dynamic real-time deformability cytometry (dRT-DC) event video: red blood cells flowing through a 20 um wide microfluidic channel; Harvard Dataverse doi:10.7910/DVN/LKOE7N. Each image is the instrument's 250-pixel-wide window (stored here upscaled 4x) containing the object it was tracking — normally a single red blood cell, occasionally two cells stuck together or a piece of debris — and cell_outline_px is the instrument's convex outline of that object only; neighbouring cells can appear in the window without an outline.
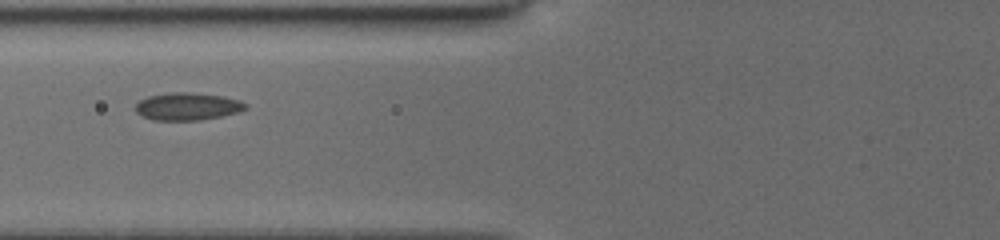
{"species": "common noctule bat (a hibernating species)", "species_latin": "Nyctalus noctula", "temperature_condition": "cold", "stored_images_in_passage": 4, "camera_frame_rate_fps": 3000, "um_per_image_px": 0.085, "animal": {"sex": "female", "body_mass_g": 19.5, "forearm_length_mm": 54.1}, "frame": {"image": 1, "passage_image": 4, "time_ms": 3.333, "image_size_px": [1000, 240], "cell_outline_px": [[248, 108], [240, 112], [200, 120], [152, 120], [136, 112], [136, 104], [140, 100], [148, 96], [168, 92], [192, 92], [224, 96], [240, 100], [248, 104]], "centroid_in_image_um": [15.98, 9.03], "position_along_channel_um": 109.8, "area_um2": 17.8}}